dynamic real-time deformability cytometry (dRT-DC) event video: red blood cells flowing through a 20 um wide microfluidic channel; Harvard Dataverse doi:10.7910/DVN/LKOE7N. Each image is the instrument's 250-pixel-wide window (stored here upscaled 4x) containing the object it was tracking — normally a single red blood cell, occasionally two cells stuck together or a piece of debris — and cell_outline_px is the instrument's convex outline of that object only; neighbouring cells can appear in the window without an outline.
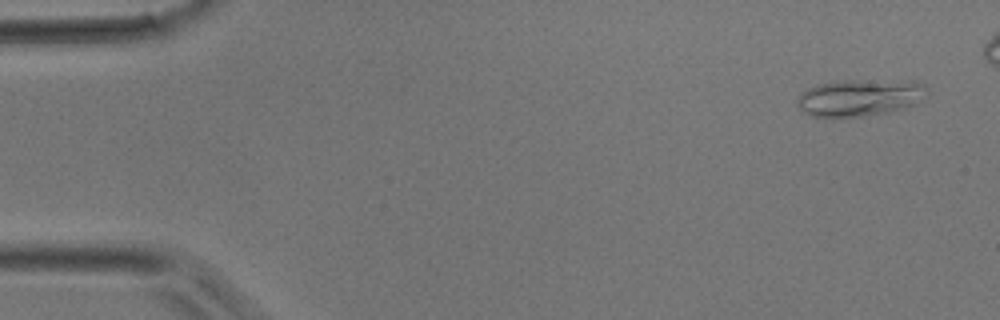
{"species": "common noctule bat (a hibernating species)", "species_latin": "Nyctalus noctula", "temperature_condition": "room temperature", "stored_images_in_passage": 9, "camera_frame_rate_fps": 3000, "um_per_image_px": 0.085, "animal": {"sex": "male", "body_mass_g": 17.9}, "frame": {"image": 1, "passage_image": 2, "time_ms": 0.333, "image_size_px": [1000, 320], "cell_outline_px": [[924, 88], [912, 104], [904, 108], [888, 112], [864, 116], [832, 120], [812, 116], [804, 112], [796, 104], [796, 100], [800, 92], [816, 84], [844, 80], [916, 80], [924, 84]], "centroid_in_image_um": [72.92, 8.32], "position_along_channel_um": 12.1, "area_um2": 28.21}}
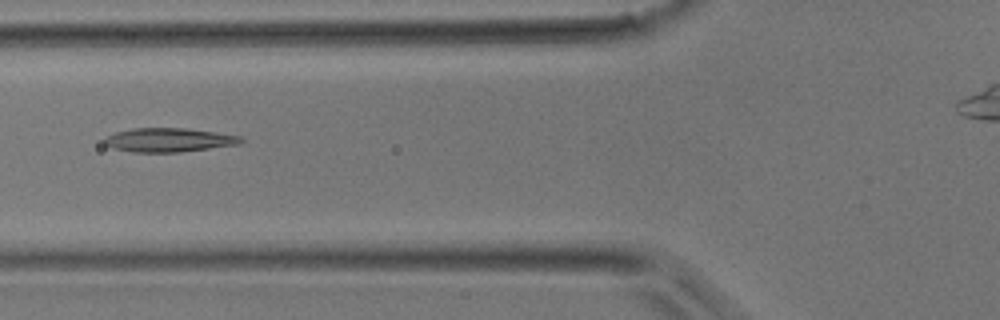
{"frame": {"image": 2, "passage_image": 9, "time_ms": 4.667, "image_size_px": [1000, 320], "cell_outline_px": [[244, 140], [240, 144], [180, 152], [132, 152], [112, 148], [104, 144], [104, 140], [108, 136], [116, 132], [132, 128], [184, 128], [240, 136]], "centroid_in_image_um": [14.32, 11.9], "position_along_channel_um": 111.5, "area_um2": 18.84}}